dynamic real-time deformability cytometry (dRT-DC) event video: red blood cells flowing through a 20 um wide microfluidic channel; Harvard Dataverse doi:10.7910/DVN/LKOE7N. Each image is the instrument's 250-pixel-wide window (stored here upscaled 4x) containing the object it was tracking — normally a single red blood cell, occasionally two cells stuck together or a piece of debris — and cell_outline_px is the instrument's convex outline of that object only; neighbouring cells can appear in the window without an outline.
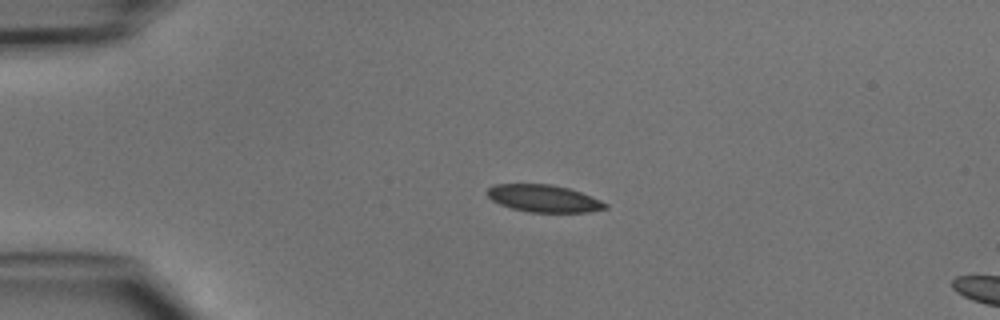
{"species": "common noctule bat (a hibernating species)", "species_latin": "Nyctalus noctula", "temperature_condition": "cold", "stored_images_in_passage": 15, "camera_frame_rate_fps": 3000, "um_per_image_px": 0.085, "animal": {"sex": "male", "body_mass_g": 15.6}, "frame": {"image": 1, "passage_image": 11, "time_ms": 3.333, "image_size_px": [1000, 320], "cell_outline_px": [[608, 208], [588, 212], [528, 212], [512, 208], [500, 204], [492, 200], [488, 196], [488, 188], [496, 184], [552, 184], [568, 188], [580, 192], [600, 200], [608, 204]], "centroid_in_image_um": [46.23, 16.87], "position_along_channel_um": 38.8, "area_um2": 18.61}}